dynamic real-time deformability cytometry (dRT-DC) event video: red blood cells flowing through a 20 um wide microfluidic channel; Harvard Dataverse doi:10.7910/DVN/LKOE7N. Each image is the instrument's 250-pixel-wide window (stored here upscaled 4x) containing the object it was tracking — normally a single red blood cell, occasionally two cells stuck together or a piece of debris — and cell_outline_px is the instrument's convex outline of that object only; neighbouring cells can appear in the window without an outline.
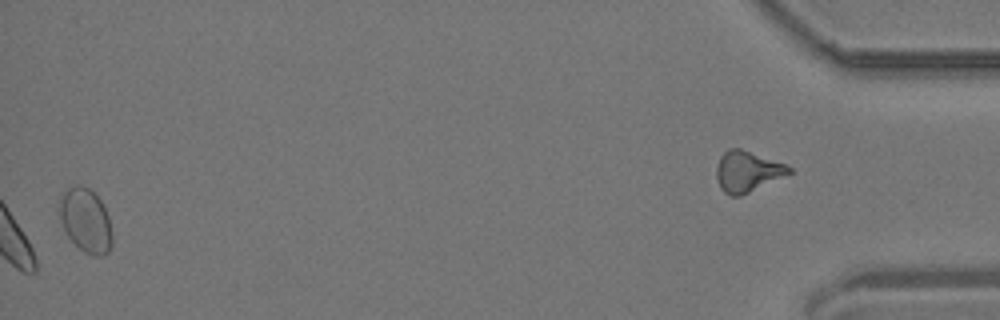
{"species": "common noctule bat (a hibernating species)", "species_latin": "Nyctalus noctula", "temperature_condition": "room temperature", "stored_images_in_passage": 41, "camera_frame_rate_fps": 3000, "um_per_image_px": 0.085, "animal": {"sex": "male", "body_mass_g": 19.2, "forearm_length_mm": 51.8}, "frame": {"image": 1, "passage_image": 41, "time_ms": 13.333, "image_size_px": [1000, 320], "cell_outline_px": [[112, 244], [108, 252], [100, 256], [96, 256], [84, 252], [68, 236], [60, 220], [60, 196], [68, 188], [76, 184], [80, 184], [88, 188], [100, 200], [108, 216], [112, 232]], "centroid_in_image_um": [7.29, 18.73], "position_along_channel_um": 427.9, "area_um2": 19.42}}